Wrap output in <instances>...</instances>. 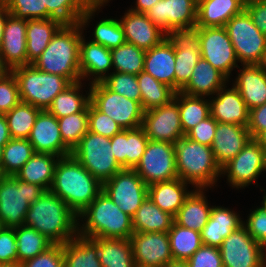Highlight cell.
I'll use <instances>...</instances> for the list:
<instances>
[{"instance_id": "cell-1", "label": "cell", "mask_w": 266, "mask_h": 267, "mask_svg": "<svg viewBox=\"0 0 266 267\" xmlns=\"http://www.w3.org/2000/svg\"><path fill=\"white\" fill-rule=\"evenodd\" d=\"M107 1L109 0H94L84 10L79 23L64 24L33 65L42 72L65 77L71 83L81 81L79 53L82 27Z\"/></svg>"}, {"instance_id": "cell-2", "label": "cell", "mask_w": 266, "mask_h": 267, "mask_svg": "<svg viewBox=\"0 0 266 267\" xmlns=\"http://www.w3.org/2000/svg\"><path fill=\"white\" fill-rule=\"evenodd\" d=\"M77 220L78 216L58 195L46 190L30 204L24 225L36 229L54 244H65L78 234Z\"/></svg>"}, {"instance_id": "cell-3", "label": "cell", "mask_w": 266, "mask_h": 267, "mask_svg": "<svg viewBox=\"0 0 266 267\" xmlns=\"http://www.w3.org/2000/svg\"><path fill=\"white\" fill-rule=\"evenodd\" d=\"M49 190L78 216L102 191V183L71 154L59 158Z\"/></svg>"}, {"instance_id": "cell-4", "label": "cell", "mask_w": 266, "mask_h": 267, "mask_svg": "<svg viewBox=\"0 0 266 267\" xmlns=\"http://www.w3.org/2000/svg\"><path fill=\"white\" fill-rule=\"evenodd\" d=\"M79 217L86 219V223L78 229V234L83 237L130 239L134 233L132 217L121 211L104 191L97 195Z\"/></svg>"}, {"instance_id": "cell-5", "label": "cell", "mask_w": 266, "mask_h": 267, "mask_svg": "<svg viewBox=\"0 0 266 267\" xmlns=\"http://www.w3.org/2000/svg\"><path fill=\"white\" fill-rule=\"evenodd\" d=\"M175 160L178 178L196 189L214 186L221 168L210 146L193 141L185 135L175 144Z\"/></svg>"}, {"instance_id": "cell-6", "label": "cell", "mask_w": 266, "mask_h": 267, "mask_svg": "<svg viewBox=\"0 0 266 267\" xmlns=\"http://www.w3.org/2000/svg\"><path fill=\"white\" fill-rule=\"evenodd\" d=\"M11 71L18 82L20 100L41 110H47L54 98L72 84L65 77L38 70L33 64Z\"/></svg>"}, {"instance_id": "cell-7", "label": "cell", "mask_w": 266, "mask_h": 267, "mask_svg": "<svg viewBox=\"0 0 266 267\" xmlns=\"http://www.w3.org/2000/svg\"><path fill=\"white\" fill-rule=\"evenodd\" d=\"M44 191L42 187L15 176H3L0 179V224L9 228L23 225L30 204Z\"/></svg>"}, {"instance_id": "cell-8", "label": "cell", "mask_w": 266, "mask_h": 267, "mask_svg": "<svg viewBox=\"0 0 266 267\" xmlns=\"http://www.w3.org/2000/svg\"><path fill=\"white\" fill-rule=\"evenodd\" d=\"M71 154L102 184L123 170L113 155L110 138L90 131Z\"/></svg>"}, {"instance_id": "cell-9", "label": "cell", "mask_w": 266, "mask_h": 267, "mask_svg": "<svg viewBox=\"0 0 266 267\" xmlns=\"http://www.w3.org/2000/svg\"><path fill=\"white\" fill-rule=\"evenodd\" d=\"M90 102L105 115L111 117L122 129L142 126L143 108L138 101L109 90L102 82L93 83L89 89Z\"/></svg>"}, {"instance_id": "cell-10", "label": "cell", "mask_w": 266, "mask_h": 267, "mask_svg": "<svg viewBox=\"0 0 266 267\" xmlns=\"http://www.w3.org/2000/svg\"><path fill=\"white\" fill-rule=\"evenodd\" d=\"M238 61L242 65H257L266 52V35L252 22L243 10L225 25Z\"/></svg>"}, {"instance_id": "cell-11", "label": "cell", "mask_w": 266, "mask_h": 267, "mask_svg": "<svg viewBox=\"0 0 266 267\" xmlns=\"http://www.w3.org/2000/svg\"><path fill=\"white\" fill-rule=\"evenodd\" d=\"M166 38L175 50V92H179L190 81L193 69L202 57L199 27L169 30Z\"/></svg>"}, {"instance_id": "cell-12", "label": "cell", "mask_w": 266, "mask_h": 267, "mask_svg": "<svg viewBox=\"0 0 266 267\" xmlns=\"http://www.w3.org/2000/svg\"><path fill=\"white\" fill-rule=\"evenodd\" d=\"M134 170L148 186L178 178L174 143L149 140Z\"/></svg>"}, {"instance_id": "cell-13", "label": "cell", "mask_w": 266, "mask_h": 267, "mask_svg": "<svg viewBox=\"0 0 266 267\" xmlns=\"http://www.w3.org/2000/svg\"><path fill=\"white\" fill-rule=\"evenodd\" d=\"M102 191L121 211L133 217L148 196V185L134 169H123L102 184Z\"/></svg>"}, {"instance_id": "cell-14", "label": "cell", "mask_w": 266, "mask_h": 267, "mask_svg": "<svg viewBox=\"0 0 266 267\" xmlns=\"http://www.w3.org/2000/svg\"><path fill=\"white\" fill-rule=\"evenodd\" d=\"M199 37L202 58L229 79L233 68L239 66L226 28L199 27Z\"/></svg>"}, {"instance_id": "cell-15", "label": "cell", "mask_w": 266, "mask_h": 267, "mask_svg": "<svg viewBox=\"0 0 266 267\" xmlns=\"http://www.w3.org/2000/svg\"><path fill=\"white\" fill-rule=\"evenodd\" d=\"M219 249L223 267H264L262 245L243 225L229 234Z\"/></svg>"}, {"instance_id": "cell-16", "label": "cell", "mask_w": 266, "mask_h": 267, "mask_svg": "<svg viewBox=\"0 0 266 267\" xmlns=\"http://www.w3.org/2000/svg\"><path fill=\"white\" fill-rule=\"evenodd\" d=\"M151 141L176 143L185 134L182 130L178 103L168 104L145 111L141 126Z\"/></svg>"}, {"instance_id": "cell-17", "label": "cell", "mask_w": 266, "mask_h": 267, "mask_svg": "<svg viewBox=\"0 0 266 267\" xmlns=\"http://www.w3.org/2000/svg\"><path fill=\"white\" fill-rule=\"evenodd\" d=\"M264 149L251 138L243 149L221 168L228 173V182L236 188H244L257 179L263 171Z\"/></svg>"}, {"instance_id": "cell-18", "label": "cell", "mask_w": 266, "mask_h": 267, "mask_svg": "<svg viewBox=\"0 0 266 267\" xmlns=\"http://www.w3.org/2000/svg\"><path fill=\"white\" fill-rule=\"evenodd\" d=\"M130 242L136 267H165L173 261L168 232H134Z\"/></svg>"}, {"instance_id": "cell-19", "label": "cell", "mask_w": 266, "mask_h": 267, "mask_svg": "<svg viewBox=\"0 0 266 267\" xmlns=\"http://www.w3.org/2000/svg\"><path fill=\"white\" fill-rule=\"evenodd\" d=\"M198 0H159L145 13L164 32L196 26Z\"/></svg>"}, {"instance_id": "cell-20", "label": "cell", "mask_w": 266, "mask_h": 267, "mask_svg": "<svg viewBox=\"0 0 266 267\" xmlns=\"http://www.w3.org/2000/svg\"><path fill=\"white\" fill-rule=\"evenodd\" d=\"M28 140L36 153L54 154L58 157L68 156L72 153L62 141L57 117L48 110L39 112Z\"/></svg>"}, {"instance_id": "cell-21", "label": "cell", "mask_w": 266, "mask_h": 267, "mask_svg": "<svg viewBox=\"0 0 266 267\" xmlns=\"http://www.w3.org/2000/svg\"><path fill=\"white\" fill-rule=\"evenodd\" d=\"M27 20L9 15L3 31L0 63L5 70L27 65Z\"/></svg>"}, {"instance_id": "cell-22", "label": "cell", "mask_w": 266, "mask_h": 267, "mask_svg": "<svg viewBox=\"0 0 266 267\" xmlns=\"http://www.w3.org/2000/svg\"><path fill=\"white\" fill-rule=\"evenodd\" d=\"M119 22L124 31L126 43L133 44L144 51L155 47L166 38V32L155 25L145 13H137L129 9Z\"/></svg>"}, {"instance_id": "cell-23", "label": "cell", "mask_w": 266, "mask_h": 267, "mask_svg": "<svg viewBox=\"0 0 266 267\" xmlns=\"http://www.w3.org/2000/svg\"><path fill=\"white\" fill-rule=\"evenodd\" d=\"M250 139L246 126L218 122L211 149L220 168L233 159Z\"/></svg>"}, {"instance_id": "cell-24", "label": "cell", "mask_w": 266, "mask_h": 267, "mask_svg": "<svg viewBox=\"0 0 266 267\" xmlns=\"http://www.w3.org/2000/svg\"><path fill=\"white\" fill-rule=\"evenodd\" d=\"M222 87L216 92V98L210 101V115L222 123L246 126L249 121V109L239 91Z\"/></svg>"}, {"instance_id": "cell-25", "label": "cell", "mask_w": 266, "mask_h": 267, "mask_svg": "<svg viewBox=\"0 0 266 267\" xmlns=\"http://www.w3.org/2000/svg\"><path fill=\"white\" fill-rule=\"evenodd\" d=\"M144 71L175 91V50L167 38L146 51Z\"/></svg>"}, {"instance_id": "cell-26", "label": "cell", "mask_w": 266, "mask_h": 267, "mask_svg": "<svg viewBox=\"0 0 266 267\" xmlns=\"http://www.w3.org/2000/svg\"><path fill=\"white\" fill-rule=\"evenodd\" d=\"M79 64L82 80L93 75L91 84L102 82L107 77L106 72L113 67L111 50L92 41L86 43L82 36Z\"/></svg>"}, {"instance_id": "cell-27", "label": "cell", "mask_w": 266, "mask_h": 267, "mask_svg": "<svg viewBox=\"0 0 266 267\" xmlns=\"http://www.w3.org/2000/svg\"><path fill=\"white\" fill-rule=\"evenodd\" d=\"M242 225L243 221L234 211L212 206L210 218L200 231L202 245L220 248L223 240Z\"/></svg>"}, {"instance_id": "cell-28", "label": "cell", "mask_w": 266, "mask_h": 267, "mask_svg": "<svg viewBox=\"0 0 266 267\" xmlns=\"http://www.w3.org/2000/svg\"><path fill=\"white\" fill-rule=\"evenodd\" d=\"M244 0H198L197 27H225L244 10Z\"/></svg>"}, {"instance_id": "cell-29", "label": "cell", "mask_w": 266, "mask_h": 267, "mask_svg": "<svg viewBox=\"0 0 266 267\" xmlns=\"http://www.w3.org/2000/svg\"><path fill=\"white\" fill-rule=\"evenodd\" d=\"M187 184L180 178L154 183L148 186V197L162 211L175 217L191 193L186 190Z\"/></svg>"}, {"instance_id": "cell-30", "label": "cell", "mask_w": 266, "mask_h": 267, "mask_svg": "<svg viewBox=\"0 0 266 267\" xmlns=\"http://www.w3.org/2000/svg\"><path fill=\"white\" fill-rule=\"evenodd\" d=\"M64 24L55 18L29 19L26 28L27 65L33 64Z\"/></svg>"}, {"instance_id": "cell-31", "label": "cell", "mask_w": 266, "mask_h": 267, "mask_svg": "<svg viewBox=\"0 0 266 267\" xmlns=\"http://www.w3.org/2000/svg\"><path fill=\"white\" fill-rule=\"evenodd\" d=\"M228 79L202 57L198 60L188 84L180 91L190 96H209L225 86Z\"/></svg>"}, {"instance_id": "cell-32", "label": "cell", "mask_w": 266, "mask_h": 267, "mask_svg": "<svg viewBox=\"0 0 266 267\" xmlns=\"http://www.w3.org/2000/svg\"><path fill=\"white\" fill-rule=\"evenodd\" d=\"M234 87L239 91L248 109L266 103V74L258 65H243Z\"/></svg>"}, {"instance_id": "cell-33", "label": "cell", "mask_w": 266, "mask_h": 267, "mask_svg": "<svg viewBox=\"0 0 266 267\" xmlns=\"http://www.w3.org/2000/svg\"><path fill=\"white\" fill-rule=\"evenodd\" d=\"M59 158L54 154L35 152L15 177L26 183L38 185L45 191L49 190Z\"/></svg>"}, {"instance_id": "cell-34", "label": "cell", "mask_w": 266, "mask_h": 267, "mask_svg": "<svg viewBox=\"0 0 266 267\" xmlns=\"http://www.w3.org/2000/svg\"><path fill=\"white\" fill-rule=\"evenodd\" d=\"M205 197L203 189L192 191L178 210L174 222L181 227L200 232L207 224L212 210Z\"/></svg>"}, {"instance_id": "cell-35", "label": "cell", "mask_w": 266, "mask_h": 267, "mask_svg": "<svg viewBox=\"0 0 266 267\" xmlns=\"http://www.w3.org/2000/svg\"><path fill=\"white\" fill-rule=\"evenodd\" d=\"M102 267H136L130 239L91 238Z\"/></svg>"}, {"instance_id": "cell-36", "label": "cell", "mask_w": 266, "mask_h": 267, "mask_svg": "<svg viewBox=\"0 0 266 267\" xmlns=\"http://www.w3.org/2000/svg\"><path fill=\"white\" fill-rule=\"evenodd\" d=\"M62 246L64 267H102L98 246L91 238L77 234Z\"/></svg>"}, {"instance_id": "cell-37", "label": "cell", "mask_w": 266, "mask_h": 267, "mask_svg": "<svg viewBox=\"0 0 266 267\" xmlns=\"http://www.w3.org/2000/svg\"><path fill=\"white\" fill-rule=\"evenodd\" d=\"M174 217L162 211L147 196L132 217L133 232H168Z\"/></svg>"}, {"instance_id": "cell-38", "label": "cell", "mask_w": 266, "mask_h": 267, "mask_svg": "<svg viewBox=\"0 0 266 267\" xmlns=\"http://www.w3.org/2000/svg\"><path fill=\"white\" fill-rule=\"evenodd\" d=\"M137 80L144 112L168 104L174 98L175 91L172 88L159 82L145 71L137 75Z\"/></svg>"}, {"instance_id": "cell-39", "label": "cell", "mask_w": 266, "mask_h": 267, "mask_svg": "<svg viewBox=\"0 0 266 267\" xmlns=\"http://www.w3.org/2000/svg\"><path fill=\"white\" fill-rule=\"evenodd\" d=\"M173 99L178 103L184 134L210 115V102L205 100V97L203 99V97L190 96L179 91L175 92Z\"/></svg>"}, {"instance_id": "cell-40", "label": "cell", "mask_w": 266, "mask_h": 267, "mask_svg": "<svg viewBox=\"0 0 266 267\" xmlns=\"http://www.w3.org/2000/svg\"><path fill=\"white\" fill-rule=\"evenodd\" d=\"M15 237L18 245L17 263L20 264L33 259L54 245L53 242L36 229L24 224L15 227Z\"/></svg>"}, {"instance_id": "cell-41", "label": "cell", "mask_w": 266, "mask_h": 267, "mask_svg": "<svg viewBox=\"0 0 266 267\" xmlns=\"http://www.w3.org/2000/svg\"><path fill=\"white\" fill-rule=\"evenodd\" d=\"M34 153L28 139L11 138L2 148L0 155V169L3 176H15Z\"/></svg>"}, {"instance_id": "cell-42", "label": "cell", "mask_w": 266, "mask_h": 267, "mask_svg": "<svg viewBox=\"0 0 266 267\" xmlns=\"http://www.w3.org/2000/svg\"><path fill=\"white\" fill-rule=\"evenodd\" d=\"M174 261H187L202 246L200 232L172 223L168 231Z\"/></svg>"}, {"instance_id": "cell-43", "label": "cell", "mask_w": 266, "mask_h": 267, "mask_svg": "<svg viewBox=\"0 0 266 267\" xmlns=\"http://www.w3.org/2000/svg\"><path fill=\"white\" fill-rule=\"evenodd\" d=\"M81 84V81L72 83L60 92L47 110L57 118L82 112L90 103V92L87 97L80 95Z\"/></svg>"}, {"instance_id": "cell-44", "label": "cell", "mask_w": 266, "mask_h": 267, "mask_svg": "<svg viewBox=\"0 0 266 267\" xmlns=\"http://www.w3.org/2000/svg\"><path fill=\"white\" fill-rule=\"evenodd\" d=\"M41 109L20 101L5 114L11 138L28 139Z\"/></svg>"}, {"instance_id": "cell-45", "label": "cell", "mask_w": 266, "mask_h": 267, "mask_svg": "<svg viewBox=\"0 0 266 267\" xmlns=\"http://www.w3.org/2000/svg\"><path fill=\"white\" fill-rule=\"evenodd\" d=\"M146 51L129 43L122 44L111 50L114 72L138 75L144 71Z\"/></svg>"}, {"instance_id": "cell-46", "label": "cell", "mask_w": 266, "mask_h": 267, "mask_svg": "<svg viewBox=\"0 0 266 267\" xmlns=\"http://www.w3.org/2000/svg\"><path fill=\"white\" fill-rule=\"evenodd\" d=\"M94 0H44L47 19L55 18L63 24L79 23L84 10Z\"/></svg>"}, {"instance_id": "cell-47", "label": "cell", "mask_w": 266, "mask_h": 267, "mask_svg": "<svg viewBox=\"0 0 266 267\" xmlns=\"http://www.w3.org/2000/svg\"><path fill=\"white\" fill-rule=\"evenodd\" d=\"M63 143L72 151L88 132V106L82 111L57 118Z\"/></svg>"}, {"instance_id": "cell-48", "label": "cell", "mask_w": 266, "mask_h": 267, "mask_svg": "<svg viewBox=\"0 0 266 267\" xmlns=\"http://www.w3.org/2000/svg\"><path fill=\"white\" fill-rule=\"evenodd\" d=\"M92 42L100 44L110 50L125 44V34L119 20L104 19L99 21L94 28Z\"/></svg>"}, {"instance_id": "cell-49", "label": "cell", "mask_w": 266, "mask_h": 267, "mask_svg": "<svg viewBox=\"0 0 266 267\" xmlns=\"http://www.w3.org/2000/svg\"><path fill=\"white\" fill-rule=\"evenodd\" d=\"M102 83L111 91L123 95L128 99L138 101L141 104V92L137 75L113 72L108 73Z\"/></svg>"}, {"instance_id": "cell-50", "label": "cell", "mask_w": 266, "mask_h": 267, "mask_svg": "<svg viewBox=\"0 0 266 267\" xmlns=\"http://www.w3.org/2000/svg\"><path fill=\"white\" fill-rule=\"evenodd\" d=\"M15 18L47 19L44 0H4L3 4Z\"/></svg>"}, {"instance_id": "cell-51", "label": "cell", "mask_w": 266, "mask_h": 267, "mask_svg": "<svg viewBox=\"0 0 266 267\" xmlns=\"http://www.w3.org/2000/svg\"><path fill=\"white\" fill-rule=\"evenodd\" d=\"M18 82L12 71L0 74V114L5 115L20 102Z\"/></svg>"}, {"instance_id": "cell-52", "label": "cell", "mask_w": 266, "mask_h": 267, "mask_svg": "<svg viewBox=\"0 0 266 267\" xmlns=\"http://www.w3.org/2000/svg\"><path fill=\"white\" fill-rule=\"evenodd\" d=\"M122 130L111 117L99 111L91 102L88 104V131L112 138Z\"/></svg>"}, {"instance_id": "cell-53", "label": "cell", "mask_w": 266, "mask_h": 267, "mask_svg": "<svg viewBox=\"0 0 266 267\" xmlns=\"http://www.w3.org/2000/svg\"><path fill=\"white\" fill-rule=\"evenodd\" d=\"M149 139L142 127L127 130L126 169H134L145 152Z\"/></svg>"}, {"instance_id": "cell-54", "label": "cell", "mask_w": 266, "mask_h": 267, "mask_svg": "<svg viewBox=\"0 0 266 267\" xmlns=\"http://www.w3.org/2000/svg\"><path fill=\"white\" fill-rule=\"evenodd\" d=\"M22 267H64L62 244H54L47 251L21 263Z\"/></svg>"}, {"instance_id": "cell-55", "label": "cell", "mask_w": 266, "mask_h": 267, "mask_svg": "<svg viewBox=\"0 0 266 267\" xmlns=\"http://www.w3.org/2000/svg\"><path fill=\"white\" fill-rule=\"evenodd\" d=\"M189 267H223L219 248L202 245L186 261Z\"/></svg>"}, {"instance_id": "cell-56", "label": "cell", "mask_w": 266, "mask_h": 267, "mask_svg": "<svg viewBox=\"0 0 266 267\" xmlns=\"http://www.w3.org/2000/svg\"><path fill=\"white\" fill-rule=\"evenodd\" d=\"M17 251L15 228L2 227L0 229V264L17 263Z\"/></svg>"}, {"instance_id": "cell-57", "label": "cell", "mask_w": 266, "mask_h": 267, "mask_svg": "<svg viewBox=\"0 0 266 267\" xmlns=\"http://www.w3.org/2000/svg\"><path fill=\"white\" fill-rule=\"evenodd\" d=\"M243 226L255 241L263 245L266 242V210L263 206L252 211Z\"/></svg>"}, {"instance_id": "cell-58", "label": "cell", "mask_w": 266, "mask_h": 267, "mask_svg": "<svg viewBox=\"0 0 266 267\" xmlns=\"http://www.w3.org/2000/svg\"><path fill=\"white\" fill-rule=\"evenodd\" d=\"M217 121L209 115L206 119L202 120L196 126L191 128L185 136L189 139L199 142L207 146H212L215 131L217 127Z\"/></svg>"}, {"instance_id": "cell-59", "label": "cell", "mask_w": 266, "mask_h": 267, "mask_svg": "<svg viewBox=\"0 0 266 267\" xmlns=\"http://www.w3.org/2000/svg\"><path fill=\"white\" fill-rule=\"evenodd\" d=\"M244 10L249 14L254 25L266 35V1L246 3Z\"/></svg>"}, {"instance_id": "cell-60", "label": "cell", "mask_w": 266, "mask_h": 267, "mask_svg": "<svg viewBox=\"0 0 266 267\" xmlns=\"http://www.w3.org/2000/svg\"><path fill=\"white\" fill-rule=\"evenodd\" d=\"M247 128L251 138H254L260 131L266 130V103L249 110Z\"/></svg>"}, {"instance_id": "cell-61", "label": "cell", "mask_w": 266, "mask_h": 267, "mask_svg": "<svg viewBox=\"0 0 266 267\" xmlns=\"http://www.w3.org/2000/svg\"><path fill=\"white\" fill-rule=\"evenodd\" d=\"M113 155L117 163L126 169V154H127V130H122L110 138Z\"/></svg>"}, {"instance_id": "cell-62", "label": "cell", "mask_w": 266, "mask_h": 267, "mask_svg": "<svg viewBox=\"0 0 266 267\" xmlns=\"http://www.w3.org/2000/svg\"><path fill=\"white\" fill-rule=\"evenodd\" d=\"M11 139L5 115L0 114V147L3 148Z\"/></svg>"}, {"instance_id": "cell-63", "label": "cell", "mask_w": 266, "mask_h": 267, "mask_svg": "<svg viewBox=\"0 0 266 267\" xmlns=\"http://www.w3.org/2000/svg\"><path fill=\"white\" fill-rule=\"evenodd\" d=\"M159 0H136L135 9H130L133 12L137 13H146L149 8H151Z\"/></svg>"}, {"instance_id": "cell-64", "label": "cell", "mask_w": 266, "mask_h": 267, "mask_svg": "<svg viewBox=\"0 0 266 267\" xmlns=\"http://www.w3.org/2000/svg\"><path fill=\"white\" fill-rule=\"evenodd\" d=\"M9 15L10 13L8 12L7 8L4 5L0 6V48L3 40L4 27L6 24L7 17Z\"/></svg>"}, {"instance_id": "cell-65", "label": "cell", "mask_w": 266, "mask_h": 267, "mask_svg": "<svg viewBox=\"0 0 266 267\" xmlns=\"http://www.w3.org/2000/svg\"><path fill=\"white\" fill-rule=\"evenodd\" d=\"M263 149H266V130L260 131L253 138Z\"/></svg>"}, {"instance_id": "cell-66", "label": "cell", "mask_w": 266, "mask_h": 267, "mask_svg": "<svg viewBox=\"0 0 266 267\" xmlns=\"http://www.w3.org/2000/svg\"><path fill=\"white\" fill-rule=\"evenodd\" d=\"M165 267H189L186 261H171Z\"/></svg>"}, {"instance_id": "cell-67", "label": "cell", "mask_w": 266, "mask_h": 267, "mask_svg": "<svg viewBox=\"0 0 266 267\" xmlns=\"http://www.w3.org/2000/svg\"><path fill=\"white\" fill-rule=\"evenodd\" d=\"M257 65L266 74V52L263 54L261 61Z\"/></svg>"}, {"instance_id": "cell-68", "label": "cell", "mask_w": 266, "mask_h": 267, "mask_svg": "<svg viewBox=\"0 0 266 267\" xmlns=\"http://www.w3.org/2000/svg\"><path fill=\"white\" fill-rule=\"evenodd\" d=\"M262 251H263V265L266 267V242L262 245Z\"/></svg>"}, {"instance_id": "cell-69", "label": "cell", "mask_w": 266, "mask_h": 267, "mask_svg": "<svg viewBox=\"0 0 266 267\" xmlns=\"http://www.w3.org/2000/svg\"><path fill=\"white\" fill-rule=\"evenodd\" d=\"M0 267H22L20 263L0 264Z\"/></svg>"}, {"instance_id": "cell-70", "label": "cell", "mask_w": 266, "mask_h": 267, "mask_svg": "<svg viewBox=\"0 0 266 267\" xmlns=\"http://www.w3.org/2000/svg\"><path fill=\"white\" fill-rule=\"evenodd\" d=\"M266 170V149H264V165H263V171Z\"/></svg>"}, {"instance_id": "cell-71", "label": "cell", "mask_w": 266, "mask_h": 267, "mask_svg": "<svg viewBox=\"0 0 266 267\" xmlns=\"http://www.w3.org/2000/svg\"><path fill=\"white\" fill-rule=\"evenodd\" d=\"M263 208L266 210V194L263 197V202H262Z\"/></svg>"}, {"instance_id": "cell-72", "label": "cell", "mask_w": 266, "mask_h": 267, "mask_svg": "<svg viewBox=\"0 0 266 267\" xmlns=\"http://www.w3.org/2000/svg\"><path fill=\"white\" fill-rule=\"evenodd\" d=\"M256 1H266V0H244V3H252V2H256Z\"/></svg>"}, {"instance_id": "cell-73", "label": "cell", "mask_w": 266, "mask_h": 267, "mask_svg": "<svg viewBox=\"0 0 266 267\" xmlns=\"http://www.w3.org/2000/svg\"><path fill=\"white\" fill-rule=\"evenodd\" d=\"M5 71V69L2 67L1 63H0V74H2Z\"/></svg>"}, {"instance_id": "cell-74", "label": "cell", "mask_w": 266, "mask_h": 267, "mask_svg": "<svg viewBox=\"0 0 266 267\" xmlns=\"http://www.w3.org/2000/svg\"><path fill=\"white\" fill-rule=\"evenodd\" d=\"M4 4V0H0V6Z\"/></svg>"}, {"instance_id": "cell-75", "label": "cell", "mask_w": 266, "mask_h": 267, "mask_svg": "<svg viewBox=\"0 0 266 267\" xmlns=\"http://www.w3.org/2000/svg\"><path fill=\"white\" fill-rule=\"evenodd\" d=\"M3 177V174H2V172H1V169H0V179Z\"/></svg>"}]
</instances>
